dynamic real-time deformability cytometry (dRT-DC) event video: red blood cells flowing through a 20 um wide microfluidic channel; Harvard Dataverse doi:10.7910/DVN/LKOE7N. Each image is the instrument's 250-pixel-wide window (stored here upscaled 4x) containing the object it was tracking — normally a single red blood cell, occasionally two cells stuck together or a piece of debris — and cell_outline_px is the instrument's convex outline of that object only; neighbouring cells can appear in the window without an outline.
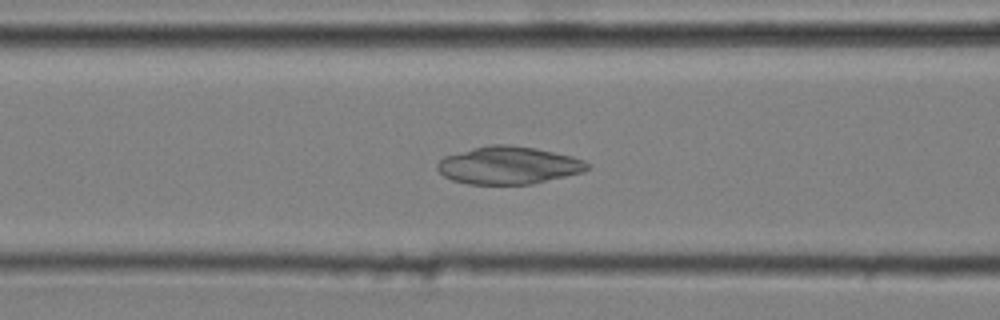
{"species": "common noctule bat (a hibernating species)", "species_latin": "Nyctalus noctula", "temperature_condition": "cold", "stored_images_in_passage": 51, "camera_frame_rate_fps": 3000, "um_per_image_px": 0.085, "animal": {"sex": "male", "body_mass_g": 20.4}, "frame": {"image": 1, "passage_image": 21, "time_ms": 6.667, "image_size_px": [1000, 320], "cell_outline_px": [[592, 168], [584, 172], [532, 184], [468, 184], [452, 180], [444, 176], [436, 168], [436, 164], [444, 156], [472, 148], [488, 144], [508, 144], [536, 148], [572, 156], [584, 160], [592, 164]], "centroid_in_image_um": [43.26, 14.05], "position_along_channel_um": 123.3, "area_um2": 33.23}}
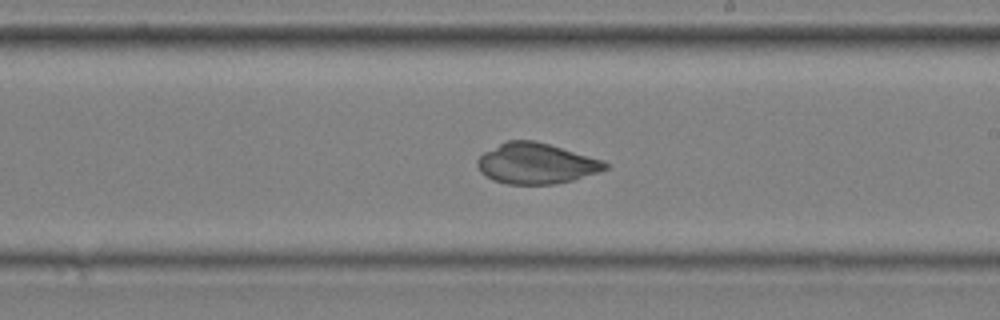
{"frame": {"image": 2, "passage_image": 31, "time_ms": 10.0, "image_size_px": [1000, 320], "cell_outline_px": [[608, 168], [600, 172], [572, 180], [552, 184], [508, 184], [492, 180], [480, 172], [476, 164], [476, 160], [484, 152], [508, 140], [536, 140], [604, 160], [608, 164]], "centroid_in_image_um": [45.57, 13.89], "position_along_channel_um": 243.4, "area_um2": 30.35}}
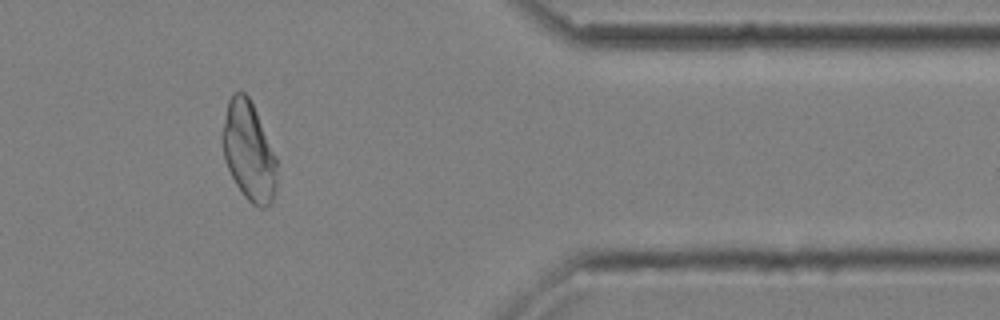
{"frame": {"image": 3, "passage_image": 45, "time_ms": 14.667, "image_size_px": [1000, 320], "cell_outline_px": [[276, 188], [272, 200], [264, 208], [260, 208], [252, 204], [244, 196], [236, 184], [224, 160], [220, 136], [228, 100], [232, 92], [244, 92], [248, 96], [256, 112], [276, 156]], "centroid_in_image_um": [21.11, 12.85], "position_along_channel_um": 390.3, "area_um2": 31.39}}